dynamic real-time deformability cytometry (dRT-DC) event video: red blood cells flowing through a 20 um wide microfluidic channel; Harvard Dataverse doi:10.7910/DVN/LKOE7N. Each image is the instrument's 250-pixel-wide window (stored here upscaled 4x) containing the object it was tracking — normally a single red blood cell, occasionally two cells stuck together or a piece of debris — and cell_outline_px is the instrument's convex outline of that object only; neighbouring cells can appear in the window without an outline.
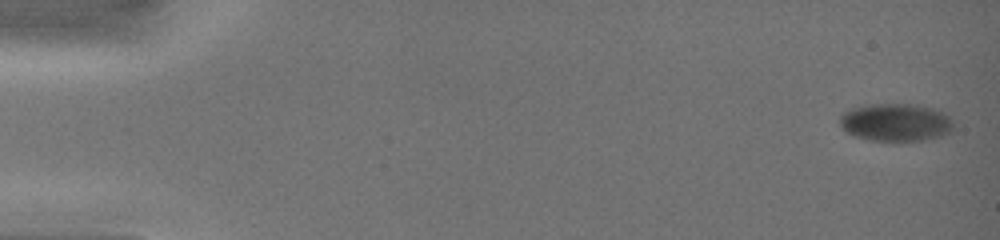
{"species": "common noctule bat (a hibernating species)", "species_latin": "Nyctalus noctula", "temperature_condition": "warm", "stored_images_in_passage": 32, "camera_frame_rate_fps": 3000, "um_per_image_px": 0.085, "animal": {"sex": "female", "body_mass_g": 19.0, "forearm_length_mm": 51.5}, "frame": {"image": 1, "passage_image": 1, "time_ms": 0.0, "image_size_px": [1000, 240], "cell_outline_px": [[952, 128], [948, 132], [940, 136], [924, 140], [868, 140], [856, 136], [848, 132], [840, 124], [840, 116], [844, 112], [852, 108], [868, 104], [916, 104], [932, 108], [948, 116], [952, 120]], "centroid_in_image_um": [76.12, 10.39], "position_along_channel_um": 8.9, "area_um2": 24.62}}
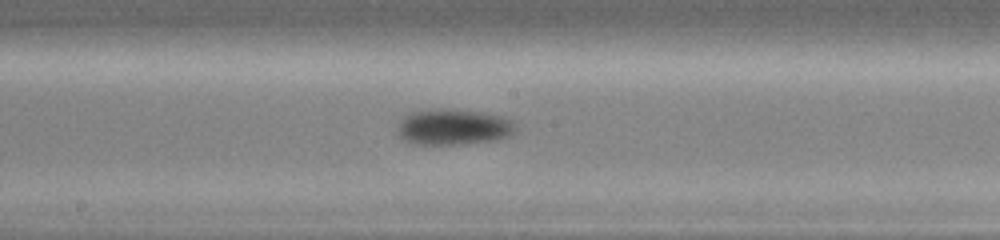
{"frame": {"image": 2, "passage_image": 19, "time_ms": 8.667, "image_size_px": [1000, 240], "cell_outline_px": [[516, 132], [508, 136], [496, 140], [464, 144], [416, 144], [400, 140], [396, 128], [396, 124], [404, 116], [412, 112], [440, 108], [448, 108], [484, 112], [500, 116], [512, 120], [516, 124]], "centroid_in_image_um": [38.51, 10.79], "position_along_channel_um": 209.7, "area_um2": 25.2}}
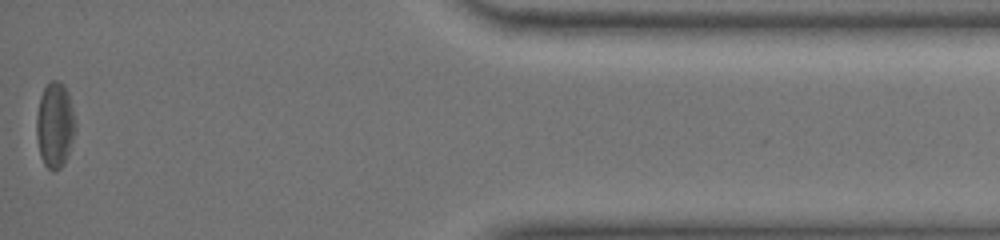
{"frame": {"image": 3, "passage_image": 32, "time_ms": 15.0, "image_size_px": [1000, 240], "cell_outline_px": [[76, 128], [68, 156], [64, 164], [60, 168], [52, 172], [44, 164], [40, 156], [36, 136], [36, 116], [40, 96], [44, 88], [52, 80], [56, 80], [64, 84], [68, 92], [76, 120]], "centroid_in_image_um": [4.67, 10.64], "position_along_channel_um": 430.5, "area_um2": 19.71}}